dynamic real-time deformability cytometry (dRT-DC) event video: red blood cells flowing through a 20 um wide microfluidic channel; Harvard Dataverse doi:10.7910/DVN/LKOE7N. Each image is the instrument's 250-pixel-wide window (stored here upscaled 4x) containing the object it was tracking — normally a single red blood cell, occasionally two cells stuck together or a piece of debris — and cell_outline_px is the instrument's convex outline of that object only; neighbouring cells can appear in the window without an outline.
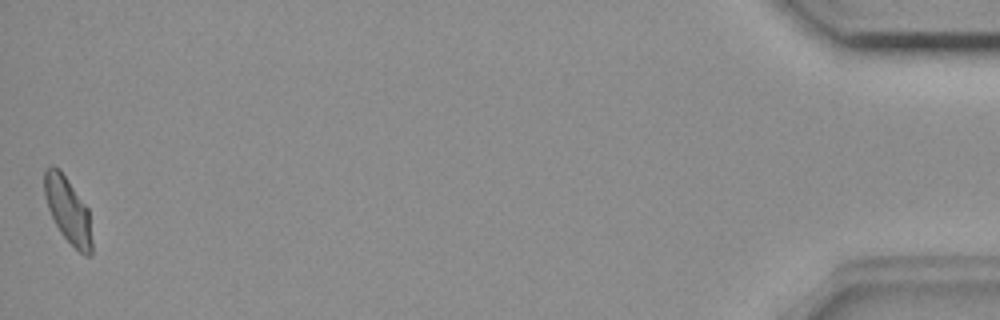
{"species": "common noctule bat (a hibernating species)", "species_latin": "Nyctalus noctula", "temperature_condition": "room temperature", "stored_images_in_passage": 41, "camera_frame_rate_fps": 3000, "um_per_image_px": 0.085, "animal": {"sex": "female", "body_mass_g": 18.4}, "frame": {"image": 1, "passage_image": 41, "time_ms": 13.333, "image_size_px": [1000, 320], "cell_outline_px": [[92, 256], [84, 256], [60, 232], [48, 208], [44, 196], [44, 168], [48, 164], [52, 164], [60, 168], [88, 208], [92, 240]], "centroid_in_image_um": [5.76, 17.81], "position_along_channel_um": 429.4, "area_um2": 18.38}, "authors_computed_cell_mechanics": {"area_um2": 18.496, "velocity_mm_per_s": 3.6403, "shape_relaxation_time_tau1_ms": null, "shape_relaxation_time_tau2_ms": 3.5713, "deformation_change_tau1": null, "deformation_change_tau2": 0.0778}}